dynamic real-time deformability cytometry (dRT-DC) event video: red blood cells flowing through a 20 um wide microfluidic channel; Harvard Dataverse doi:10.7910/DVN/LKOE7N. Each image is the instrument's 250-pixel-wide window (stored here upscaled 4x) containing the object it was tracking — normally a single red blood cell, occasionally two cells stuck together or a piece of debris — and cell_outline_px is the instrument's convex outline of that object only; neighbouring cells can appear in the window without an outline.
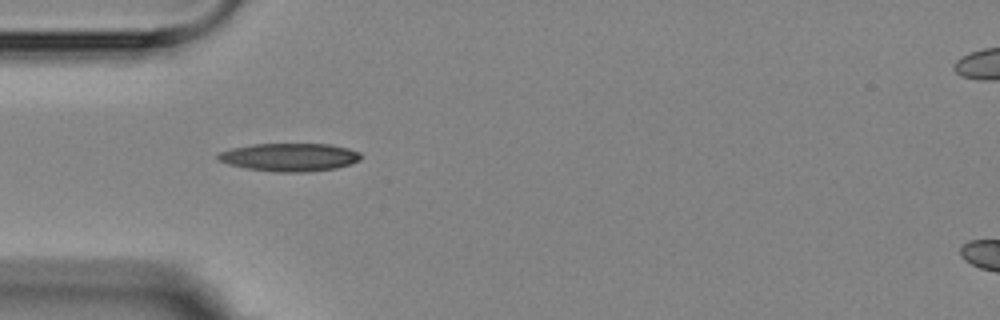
{"species": "Egyptian fruit bat (a non-hibernating species)", "species_latin": "Rousettus aegyptiacus", "temperature_condition": "room temperature", "stored_images_in_passage": 2, "camera_frame_rate_fps": 3000, "um_per_image_px": 0.085, "animal": {"sex": "female"}, "frame": {"image": 1, "passage_image": 1, "time_ms": 0.0, "image_size_px": [1000, 320], "cell_outline_px": [[360, 160], [336, 168], [308, 172], [276, 172], [248, 168], [228, 164], [216, 160], [216, 156], [220, 152], [232, 148], [252, 144], [332, 144], [348, 148], [360, 152]], "centroid_in_image_um": [24.6, 13.36], "position_along_channel_um": 60.4, "area_um2": 23.35}}
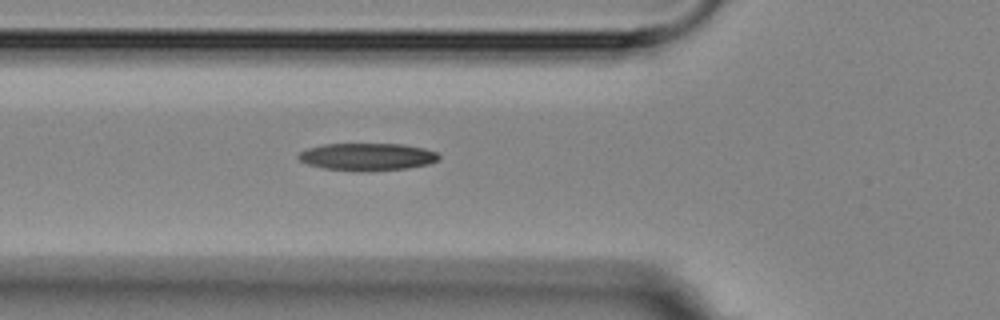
{"frame": {"image": 2, "passage_image": 2, "time_ms": 1.0, "image_size_px": [1000, 320], "cell_outline_px": [[440, 156], [436, 160], [428, 164], [408, 168], [364, 172], [324, 168], [308, 164], [300, 160], [296, 156], [300, 152], [308, 148], [324, 144], [404, 144], [424, 148], [436, 152]], "centroid_in_image_um": [31.21, 13.33], "position_along_channel_um": 94.6, "area_um2": 22.43}}